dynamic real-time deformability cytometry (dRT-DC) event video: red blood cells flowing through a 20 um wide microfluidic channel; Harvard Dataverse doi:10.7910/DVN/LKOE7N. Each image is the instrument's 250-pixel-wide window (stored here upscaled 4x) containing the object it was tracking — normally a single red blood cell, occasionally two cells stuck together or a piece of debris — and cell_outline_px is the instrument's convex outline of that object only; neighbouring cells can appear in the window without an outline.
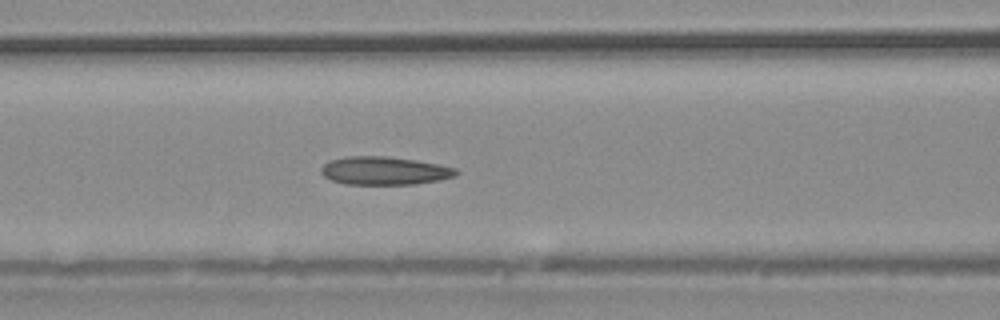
{"species": "common noctule bat (a hibernating species)", "species_latin": "Nyctalus noctula", "temperature_condition": "warm", "stored_images_in_passage": 29, "camera_frame_rate_fps": 3000, "um_per_image_px": 0.085, "animal": {"sex": "male", "body_mass_g": 20.4}, "frame": {"image": 1, "passage_image": 5, "time_ms": 1.333, "image_size_px": [1000, 320], "cell_outline_px": [[460, 172], [456, 176], [416, 184], [344, 184], [332, 180], [324, 176], [320, 172], [320, 168], [328, 160], [348, 156], [384, 156], [416, 160], [456, 168]], "centroid_in_image_um": [32.64, 14.51], "position_along_channel_um": 134.0, "area_um2": 22.14}}
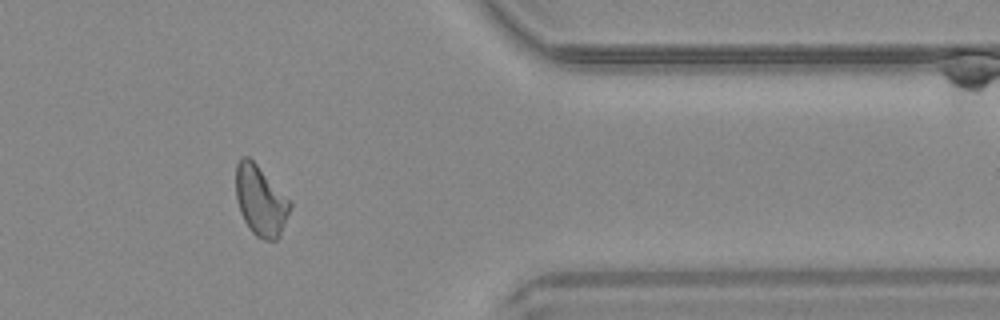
{"frame": {"image": 2, "passage_image": 21, "time_ms": 6.667, "image_size_px": [1000, 320], "cell_outline_px": [[292, 204], [280, 236], [276, 240], [264, 240], [256, 236], [248, 228], [240, 212], [236, 200], [236, 164], [244, 156], [248, 156], [292, 200]], "centroid_in_image_um": [22.16, 17.07], "position_along_channel_um": 389.2, "area_um2": 22.25}}